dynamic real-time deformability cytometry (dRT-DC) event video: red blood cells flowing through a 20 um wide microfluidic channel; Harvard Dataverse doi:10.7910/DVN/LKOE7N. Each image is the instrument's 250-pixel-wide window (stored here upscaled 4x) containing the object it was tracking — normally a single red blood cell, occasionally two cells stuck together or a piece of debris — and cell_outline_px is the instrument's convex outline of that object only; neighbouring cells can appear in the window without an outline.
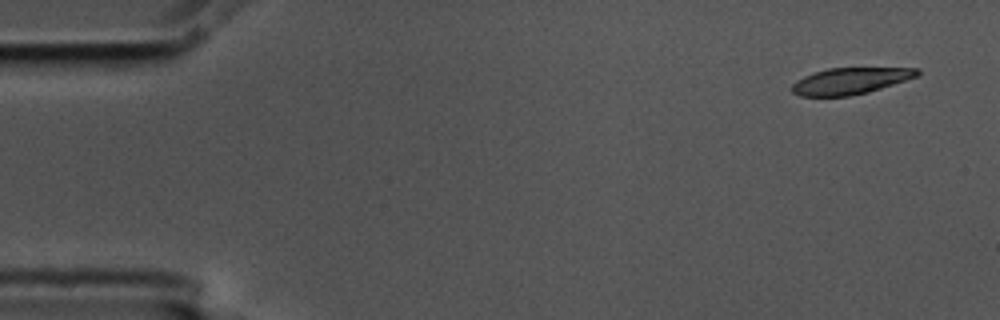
{"species": "common noctule bat (a hibernating species)", "species_latin": "Nyctalus noctula", "temperature_condition": "cold", "stored_images_in_passage": 10, "camera_frame_rate_fps": 3000, "um_per_image_px": 0.085, "animal": {"sex": "male", "body_mass_g": 17.5, "forearm_length_mm": 52.3}, "frame": {"image": 1, "passage_image": 1, "time_ms": 0.0, "image_size_px": [1000, 320], "cell_outline_px": [[920, 72], [916, 76], [868, 92], [848, 96], [800, 96], [792, 92], [792, 84], [796, 80], [804, 76], [828, 68], [920, 68]], "centroid_in_image_um": [72.23, 6.88], "position_along_channel_um": 12.8, "area_um2": 19.02}}
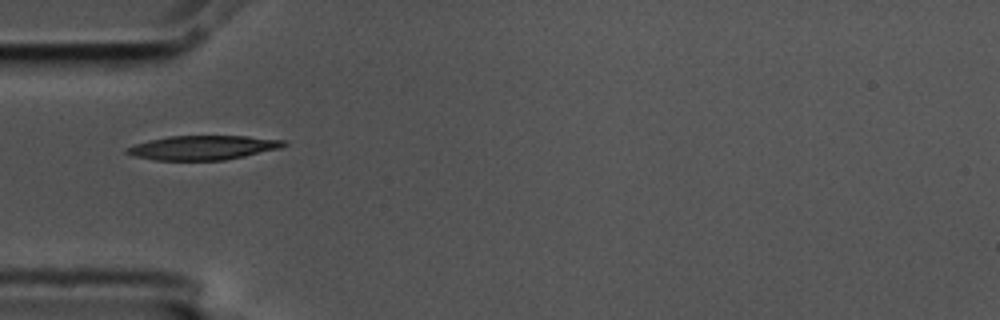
{"frame": {"image": 2, "passage_image": 5, "time_ms": 1.333, "image_size_px": [1000, 320], "cell_outline_px": [[288, 144], [280, 148], [244, 156], [224, 160], [156, 160], [132, 156], [124, 152], [124, 148], [148, 140], [168, 136], [248, 136], [288, 140]], "centroid_in_image_um": [17.24, 12.54], "position_along_channel_um": 67.8, "area_um2": 22.31}}
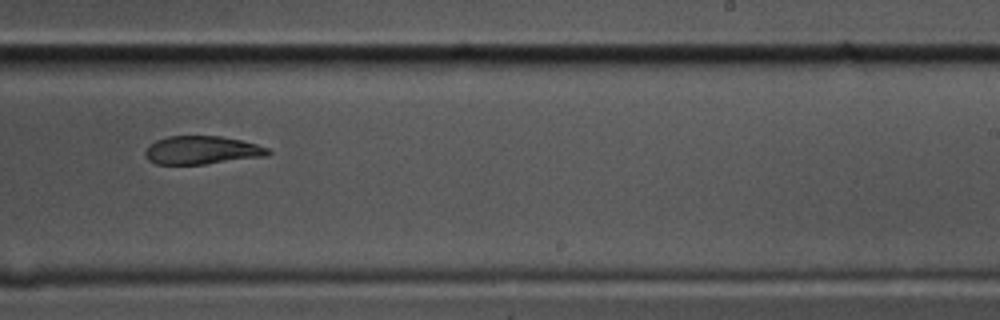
{"frame": {"image": 3, "passage_image": 10, "time_ms": 3.0, "image_size_px": [1000, 320], "cell_outline_px": [[272, 152], [268, 156], [204, 164], [156, 164], [148, 160], [144, 156], [144, 152], [156, 140], [168, 136], [220, 136], [240, 140], [256, 144], [268, 148]], "centroid_in_image_um": [17.17, 12.77], "position_along_channel_um": 271.8, "area_um2": 20.17}}